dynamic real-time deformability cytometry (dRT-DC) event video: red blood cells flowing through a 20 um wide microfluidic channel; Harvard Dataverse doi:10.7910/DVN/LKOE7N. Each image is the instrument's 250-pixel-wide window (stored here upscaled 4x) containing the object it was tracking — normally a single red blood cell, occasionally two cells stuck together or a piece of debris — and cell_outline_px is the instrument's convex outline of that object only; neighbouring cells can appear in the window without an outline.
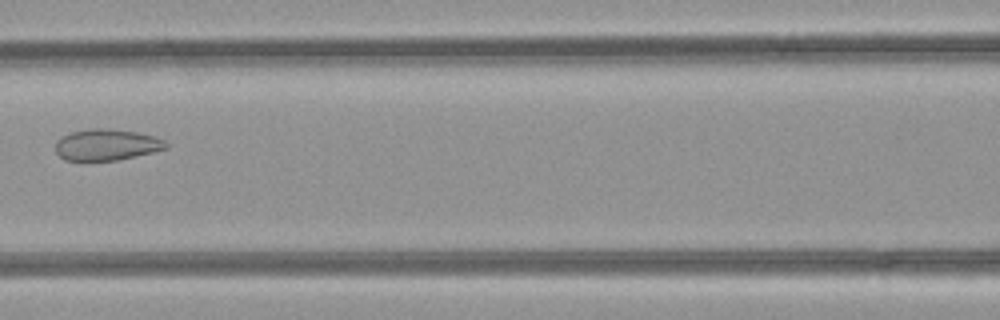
{"species": "common noctule bat (a hibernating species)", "species_latin": "Nyctalus noctula", "temperature_condition": "room temperature", "stored_images_in_passage": 7, "camera_frame_rate_fps": 3000, "um_per_image_px": 0.085, "animal": {"sex": "female", "body_mass_g": 21.9}, "frame": {"image": 1, "passage_image": 7, "time_ms": 2.0, "image_size_px": [1000, 320], "cell_outline_px": [[168, 148], [152, 152], [116, 160], [64, 160], [56, 152], [56, 140], [72, 132], [88, 128], [104, 128], [136, 132], [156, 136], [164, 140], [168, 144]], "centroid_in_image_um": [9.07, 12.29], "position_along_channel_um": 157.5, "area_um2": 20.0}}